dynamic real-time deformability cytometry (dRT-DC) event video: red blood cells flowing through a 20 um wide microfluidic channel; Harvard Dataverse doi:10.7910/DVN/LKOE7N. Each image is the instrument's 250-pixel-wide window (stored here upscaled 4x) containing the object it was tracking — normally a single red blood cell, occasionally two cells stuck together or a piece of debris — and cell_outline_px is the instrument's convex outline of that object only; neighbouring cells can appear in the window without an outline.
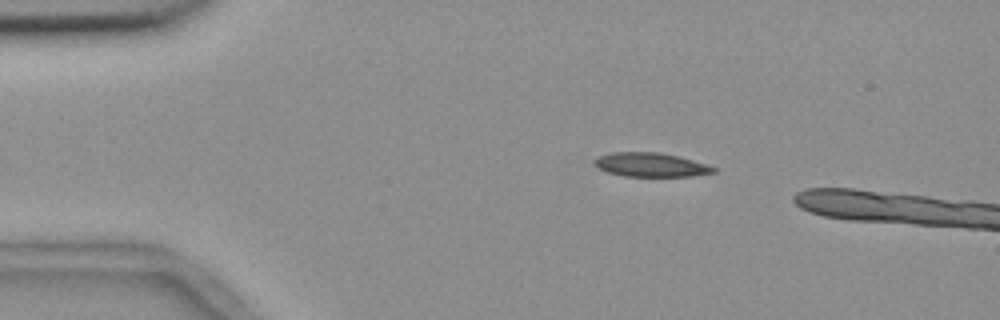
{"species": "common noctule bat (a hibernating species)", "species_latin": "Nyctalus noctula", "temperature_condition": "room temperature", "stored_images_in_passage": 3, "camera_frame_rate_fps": 3000, "um_per_image_px": 0.085, "animal": {"sex": "female", "body_mass_g": 18.4}, "frame": {"image": 1, "passage_image": 1, "time_ms": 0.0, "image_size_px": [1000, 320], "cell_outline_px": [[716, 172], [692, 176], [624, 176], [608, 172], [600, 168], [592, 160], [596, 156], [612, 152], [656, 152], [676, 156], [692, 160], [716, 168]], "centroid_in_image_um": [55.27, 14.0], "position_along_channel_um": 29.7, "area_um2": 16.42}}